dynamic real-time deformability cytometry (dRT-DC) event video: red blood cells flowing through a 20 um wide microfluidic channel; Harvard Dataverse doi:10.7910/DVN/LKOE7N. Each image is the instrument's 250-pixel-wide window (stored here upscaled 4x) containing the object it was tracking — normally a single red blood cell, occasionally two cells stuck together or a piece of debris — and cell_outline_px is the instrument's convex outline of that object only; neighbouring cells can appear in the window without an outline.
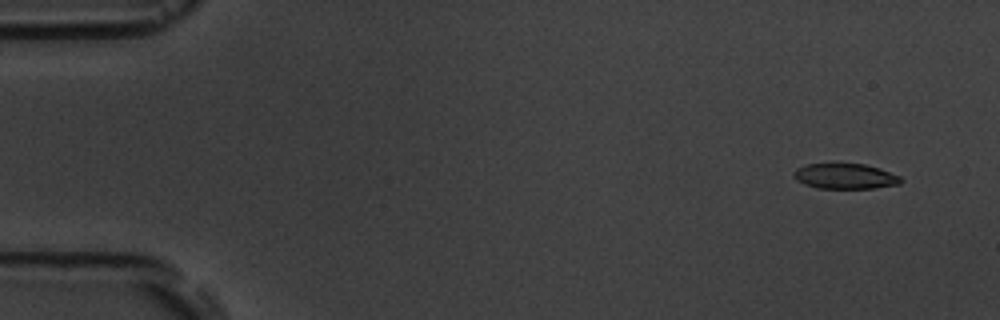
{"species": "common noctule bat (a hibernating species)", "species_latin": "Nyctalus noctula", "temperature_condition": "room temperature", "stored_images_in_passage": 4, "camera_frame_rate_fps": 3000, "um_per_image_px": 0.085, "animal": {"sex": "male", "body_mass_g": 19.5, "forearm_length_mm": 54.6}, "frame": {"image": 1, "passage_image": 1, "time_ms": 0.0, "image_size_px": [1000, 320], "cell_outline_px": [[904, 180], [900, 184], [876, 188], [816, 188], [804, 184], [796, 180], [792, 176], [792, 172], [796, 168], [808, 164], [832, 160], [864, 164], [880, 168], [900, 176]], "centroid_in_image_um": [71.79, 14.93], "position_along_channel_um": 13.2, "area_um2": 16.76}}
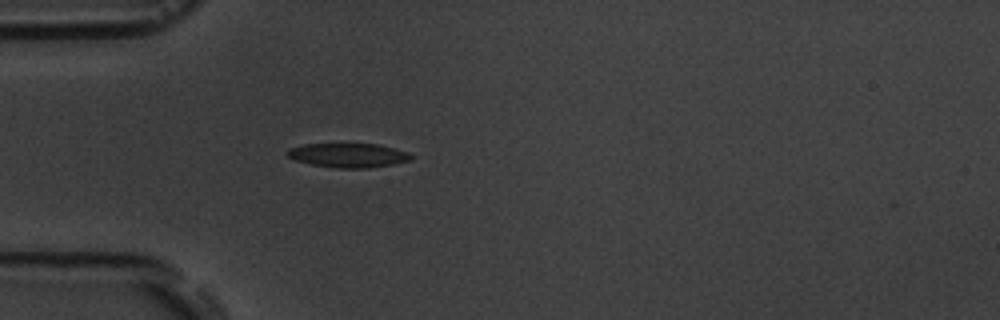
{"frame": {"image": 2, "passage_image": 4, "time_ms": 4.333, "image_size_px": [1000, 320], "cell_outline_px": [[412, 160], [392, 164], [368, 168], [336, 168], [312, 164], [296, 160], [284, 156], [284, 152], [288, 148], [304, 144], [376, 144], [396, 148], [408, 152], [412, 156]], "centroid_in_image_um": [29.56, 13.19], "position_along_channel_um": 55.4, "area_um2": 17.57}}